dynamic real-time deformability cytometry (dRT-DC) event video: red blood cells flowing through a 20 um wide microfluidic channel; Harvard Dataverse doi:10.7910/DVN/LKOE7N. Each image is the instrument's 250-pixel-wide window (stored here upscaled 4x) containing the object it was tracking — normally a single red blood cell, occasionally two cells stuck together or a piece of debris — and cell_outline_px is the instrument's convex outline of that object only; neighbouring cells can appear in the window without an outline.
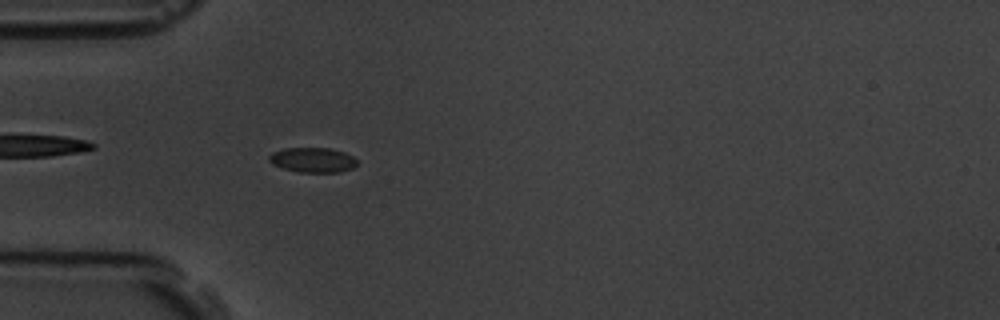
{"species": "common noctule bat (a hibernating species)", "species_latin": "Nyctalus noctula", "temperature_condition": "room temperature", "stored_images_in_passage": 49, "camera_frame_rate_fps": 3000, "um_per_image_px": 0.085, "animal": {"sex": "male", "body_mass_g": 19.5, "forearm_length_mm": 54.6}, "frame": {"image": 1, "passage_image": 9, "time_ms": 2.667, "image_size_px": [1000, 320], "cell_outline_px": [[356, 164], [352, 168], [340, 172], [300, 172], [284, 168], [272, 164], [268, 160], [268, 156], [272, 152], [284, 148], [332, 148], [344, 152], [352, 156], [356, 160]], "centroid_in_image_um": [26.56, 13.59], "position_along_channel_um": 58.4, "area_um2": 12.72}}
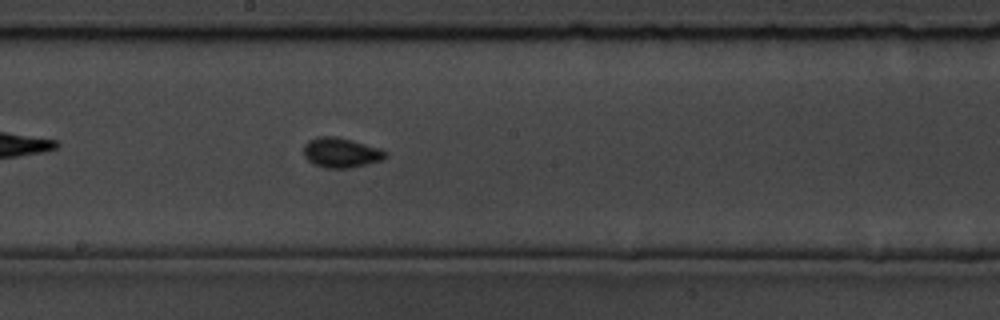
{"frame": {"image": 2, "passage_image": 23, "time_ms": 7.333, "image_size_px": [1000, 320], "cell_outline_px": [[388, 156], [384, 160], [352, 168], [324, 168], [312, 164], [304, 156], [304, 144], [308, 140], [316, 136], [336, 136], [352, 140], [380, 148], [388, 152]], "centroid_in_image_um": [29.0, 12.98], "position_along_channel_um": 219.2, "area_um2": 14.62}}
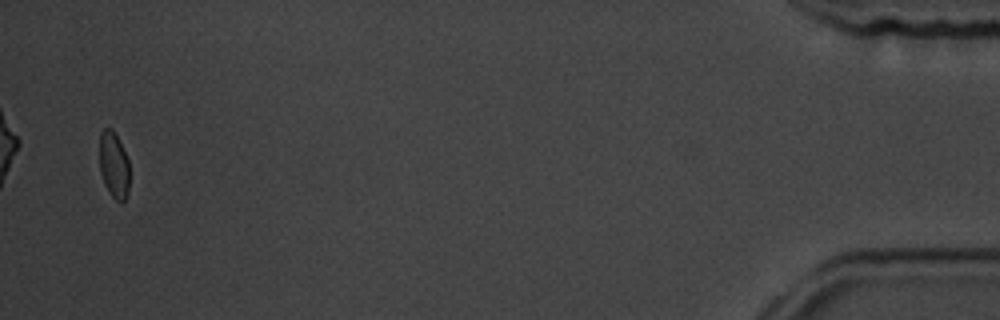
{"frame": {"image": 3, "passage_image": 48, "time_ms": 15.667, "image_size_px": [1000, 320], "cell_outline_px": [[128, 192], [124, 200], [120, 204], [112, 196], [104, 184], [100, 172], [100, 132], [104, 128], [112, 128], [128, 160]], "centroid_in_image_um": [9.66, 14.04], "position_along_channel_um": 425.5, "area_um2": 11.39}, "authors_computed_cell_mechanics": {"area_um2": 12.6582, "velocity_mm_per_s": 3.5377, "shape_relaxation_time_tau1_ms": null, "shape_relaxation_time_tau2_ms": 3.3057, "deformation_change_tau1": null, "deformation_change_tau2": 0.0437}}